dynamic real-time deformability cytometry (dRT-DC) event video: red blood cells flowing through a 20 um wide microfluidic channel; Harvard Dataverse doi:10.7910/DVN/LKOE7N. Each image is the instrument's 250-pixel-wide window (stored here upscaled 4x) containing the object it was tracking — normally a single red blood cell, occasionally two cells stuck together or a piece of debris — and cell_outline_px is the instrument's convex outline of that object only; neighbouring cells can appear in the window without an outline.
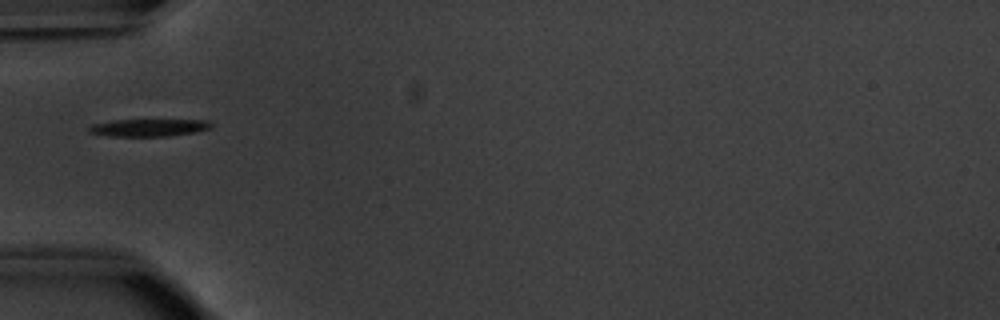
{"species": "common noctule bat (a hibernating species)", "species_latin": "Nyctalus noctula", "temperature_condition": "warm", "stored_images_in_passage": 36, "camera_frame_rate_fps": 3000, "um_per_image_px": 0.085, "animal": {"sex": "male", "body_mass_g": 20.1, "forearm_length_mm": 53.5}, "frame": {"image": 1, "passage_image": 1, "time_ms": 0.0, "image_size_px": [1000, 320], "cell_outline_px": [[212, 128], [196, 132], [168, 136], [108, 136], [88, 132], [88, 128], [92, 124], [112, 120], [212, 120]], "centroid_in_image_um": [12.67, 10.84], "position_along_channel_um": 72.3, "area_um2": 12.48}}
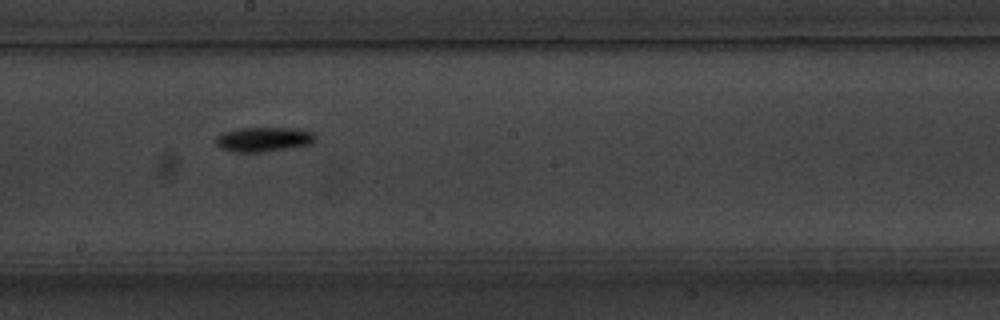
{"frame": {"image": 2, "passage_image": 13, "time_ms": 4.0, "image_size_px": [1000, 320], "cell_outline_px": [[316, 140], [312, 144], [264, 152], [232, 152], [220, 148], [216, 144], [216, 136], [224, 132], [240, 128], [296, 128], [312, 132], [316, 136]], "centroid_in_image_um": [22.41, 11.85], "position_along_channel_um": 225.8, "area_um2": 14.33}}
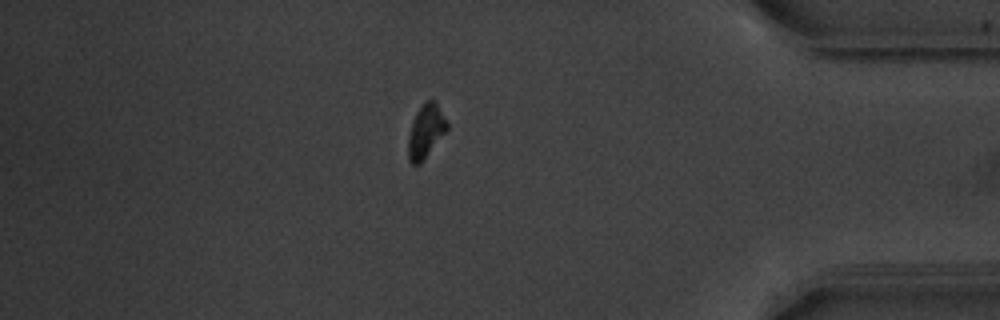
{"frame": {"image": 3, "passage_image": 29, "time_ms": 9.333, "image_size_px": [1000, 320], "cell_outline_px": [[448, 128], [420, 164], [412, 164], [408, 160], [408, 136], [416, 112], [428, 100], [432, 100], [436, 104], [448, 120]], "centroid_in_image_um": [36.19, 11.18], "position_along_channel_um": 399.0, "area_um2": 11.79}, "authors_computed_cell_mechanics": {"area_um2": 12.6871, "velocity_mm_per_s": 3.8204, "shape_relaxation_time_tau1_ms": 2.3559, "shape_relaxation_time_tau2_ms": null, "deformation_change_tau1": 0.1756, "deformation_change_tau2": null}}